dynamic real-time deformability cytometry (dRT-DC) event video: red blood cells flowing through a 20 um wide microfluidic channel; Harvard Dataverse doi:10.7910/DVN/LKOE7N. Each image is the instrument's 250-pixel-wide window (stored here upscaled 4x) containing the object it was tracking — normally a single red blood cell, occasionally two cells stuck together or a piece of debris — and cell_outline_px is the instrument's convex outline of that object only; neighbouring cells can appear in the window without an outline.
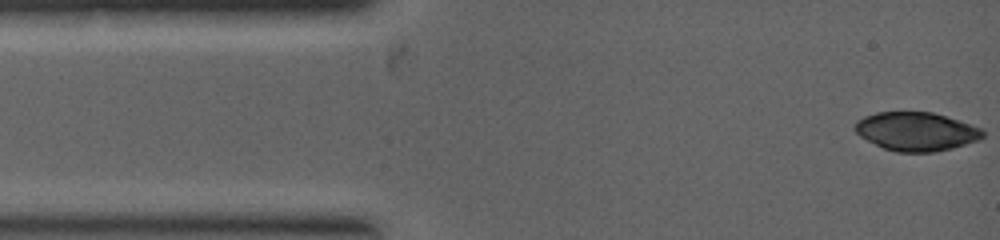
{"species": "common noctule bat (a hibernating species)", "species_latin": "Nyctalus noctula", "temperature_condition": "warm", "stored_images_in_passage": 10, "camera_frame_rate_fps": 5000, "um_per_image_px": 0.085, "animal": {"sex": "female", "body_mass_g": 19.0, "forearm_length_mm": 53.3}, "frame": {"image": 1, "passage_image": 1, "time_ms": 0.0, "image_size_px": [1000, 240], "cell_outline_px": [[984, 136], [980, 140], [952, 148], [936, 152], [896, 152], [884, 148], [860, 136], [856, 132], [856, 120], [864, 116], [876, 112], [932, 112], [980, 128], [984, 132]], "centroid_in_image_um": [77.88, 11.18], "position_along_channel_um": 7.1, "area_um2": 28.5}}